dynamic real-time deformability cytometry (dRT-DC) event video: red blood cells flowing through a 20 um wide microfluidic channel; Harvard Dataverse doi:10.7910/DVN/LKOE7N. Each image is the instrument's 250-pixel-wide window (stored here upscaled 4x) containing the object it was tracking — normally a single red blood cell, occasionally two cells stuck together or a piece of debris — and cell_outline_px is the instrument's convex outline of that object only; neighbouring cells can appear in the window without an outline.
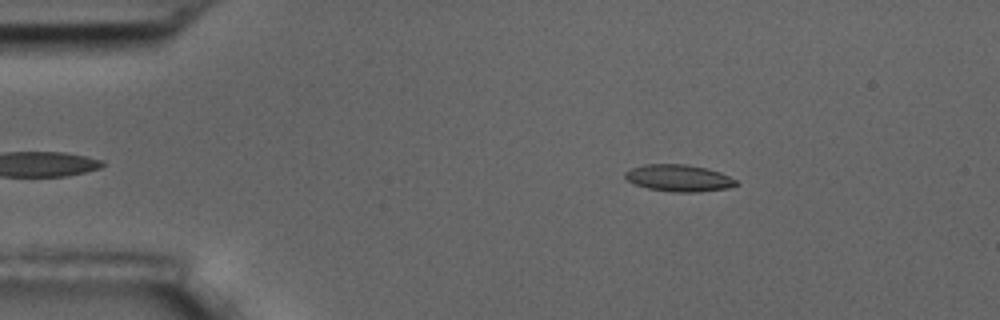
{"species": "common noctule bat (a hibernating species)", "species_latin": "Nyctalus noctula", "temperature_condition": "room temperature", "stored_images_in_passage": 3, "camera_frame_rate_fps": 3000, "um_per_image_px": 0.085, "animal": {"sex": "male", "body_mass_g": 17.5, "forearm_length_mm": 52.3}, "frame": {"image": 1, "passage_image": 1, "time_ms": 0.0, "image_size_px": [1000, 320], "cell_outline_px": [[740, 184], [728, 188], [700, 192], [672, 192], [648, 188], [636, 184], [628, 180], [624, 176], [624, 172], [632, 168], [644, 164], [684, 164], [708, 168], [720, 172], [736, 180]], "centroid_in_image_um": [57.72, 15.13], "position_along_channel_um": 27.3, "area_um2": 17.4}}